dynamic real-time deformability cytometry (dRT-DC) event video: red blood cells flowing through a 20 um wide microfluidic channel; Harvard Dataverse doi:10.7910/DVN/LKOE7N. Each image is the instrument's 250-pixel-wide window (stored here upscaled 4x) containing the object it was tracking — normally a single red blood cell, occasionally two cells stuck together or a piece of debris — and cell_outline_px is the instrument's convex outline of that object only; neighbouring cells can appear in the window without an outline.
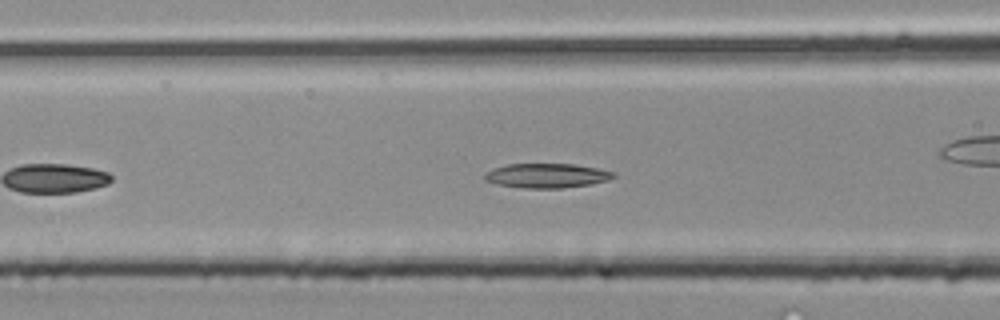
{"species": "common noctule bat (a hibernating species)", "species_latin": "Nyctalus noctula", "temperature_condition": "room temperature", "stored_images_in_passage": 27, "camera_frame_rate_fps": 3000, "um_per_image_px": 0.085, "animal": {"sex": "male", "body_mass_g": 20.4}, "frame": {"image": 1, "passage_image": 8, "time_ms": 2.333, "image_size_px": [1000, 320], "cell_outline_px": [[616, 176], [608, 180], [592, 184], [564, 188], [520, 188], [496, 184], [484, 180], [484, 172], [492, 168], [508, 164], [572, 164], [596, 168], [616, 172]], "centroid_in_image_um": [46.45, 14.93], "position_along_channel_um": 120.2, "area_um2": 18.55}}
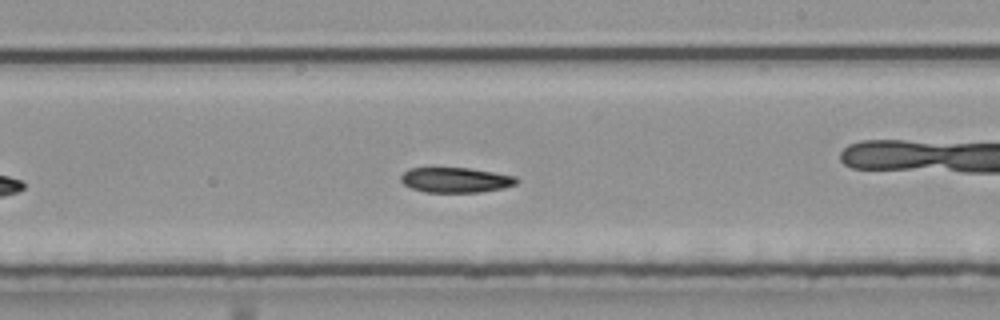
{"frame": {"image": 2, "passage_image": 16, "time_ms": 5.0, "image_size_px": [1000, 320], "cell_outline_px": [[520, 180], [516, 184], [504, 188], [480, 192], [424, 192], [412, 188], [404, 184], [400, 180], [400, 176], [408, 168], [468, 168], [516, 176]], "centroid_in_image_um": [38.74, 15.3], "position_along_channel_um": 250.3, "area_um2": 16.94}}